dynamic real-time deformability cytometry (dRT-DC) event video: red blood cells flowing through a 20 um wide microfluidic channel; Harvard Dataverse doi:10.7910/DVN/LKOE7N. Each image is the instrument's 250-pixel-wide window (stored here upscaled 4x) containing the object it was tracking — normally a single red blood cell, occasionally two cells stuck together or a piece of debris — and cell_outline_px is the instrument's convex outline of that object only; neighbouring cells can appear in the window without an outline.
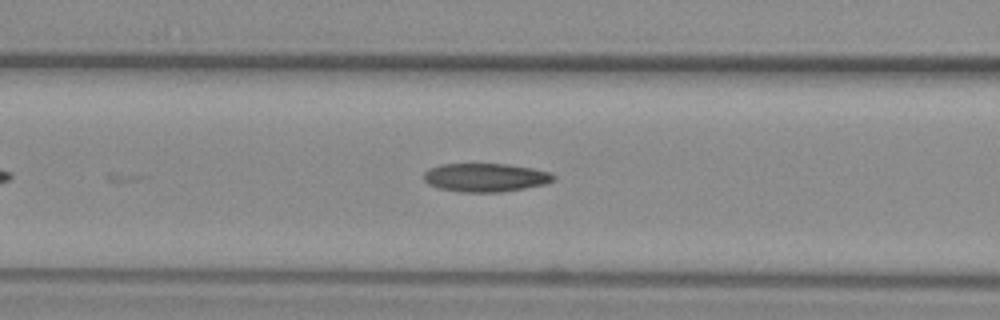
{"species": "common noctule bat (a hibernating species)", "species_latin": "Nyctalus noctula", "temperature_condition": "warm", "stored_images_in_passage": 12, "camera_frame_rate_fps": 3000, "um_per_image_px": 0.085, "animal": {"sex": "female", "body_mass_g": 29.2, "forearm_length_mm": 56.3}, "frame": {"image": 1, "passage_image": 5, "time_ms": 1.333, "image_size_px": [1000, 320], "cell_outline_px": [[556, 180], [544, 184], [504, 192], [460, 192], [436, 188], [428, 184], [424, 180], [424, 172], [428, 168], [440, 164], [508, 164], [532, 168], [548, 172], [556, 176]], "centroid_in_image_um": [41.23, 15.09], "position_along_channel_um": 125.4, "area_um2": 21.73}}